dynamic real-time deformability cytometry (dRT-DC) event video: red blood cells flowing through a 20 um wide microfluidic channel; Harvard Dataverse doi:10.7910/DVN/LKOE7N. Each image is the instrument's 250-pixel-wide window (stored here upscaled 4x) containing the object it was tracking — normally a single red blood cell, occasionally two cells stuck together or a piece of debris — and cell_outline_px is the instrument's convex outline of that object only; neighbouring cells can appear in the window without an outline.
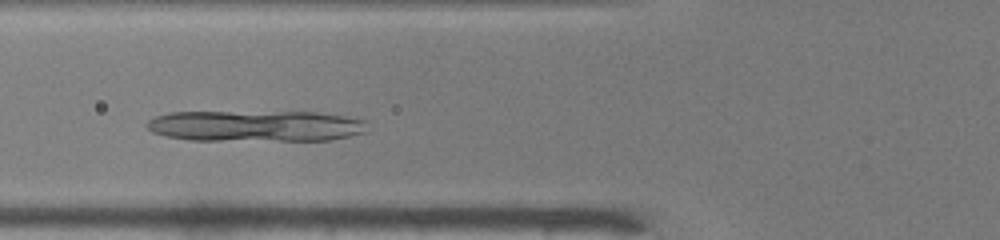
{"species": "common noctule bat (a hibernating species)", "species_latin": "Nyctalus noctula", "temperature_condition": "warm", "stored_images_in_passage": 42, "camera_frame_rate_fps": 3000, "um_per_image_px": 0.085, "animal": {"sex": "male", "body_mass_g": 19.0, "forearm_length_mm": 50.8}, "frame": {"image": 1, "passage_image": 11, "time_ms": 3.333, "image_size_px": [1000, 240], "cell_outline_px": [[368, 120], [364, 132], [332, 140], [192, 140], [164, 136], [152, 132], [144, 124], [148, 120], [156, 116], [168, 112], [316, 112], [348, 116]], "centroid_in_image_um": [21.72, 10.7], "position_along_channel_um": 104.1, "area_um2": 40.23}}
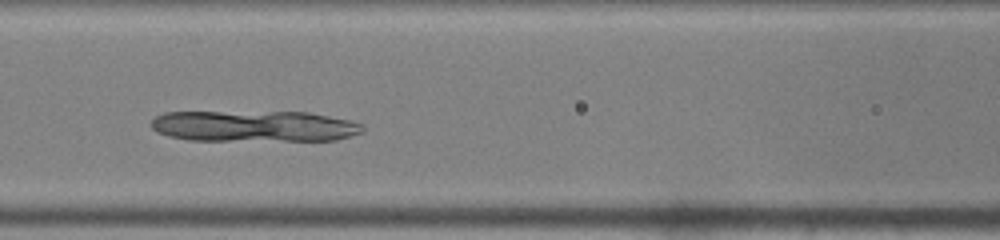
{"frame": {"image": 2, "passage_image": 14, "time_ms": 4.333, "image_size_px": [1000, 240], "cell_outline_px": [[364, 132], [336, 140], [188, 140], [172, 136], [160, 132], [152, 128], [148, 124], [156, 116], [164, 112], [308, 112], [352, 120], [364, 124]], "centroid_in_image_um": [21.66, 10.72], "position_along_channel_um": 144.9, "area_um2": 38.44}}
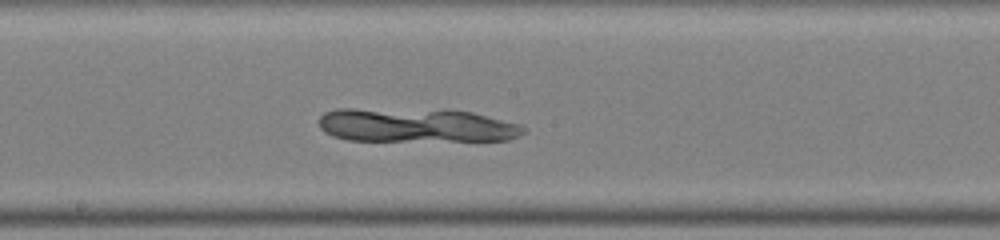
{"frame": {"image": 3, "passage_image": 19, "time_ms": 6.0, "image_size_px": [1000, 240], "cell_outline_px": [[524, 132], [508, 140], [348, 140], [332, 136], [324, 132], [320, 128], [320, 116], [324, 112], [336, 108], [444, 108], [472, 112], [520, 124], [524, 128]], "centroid_in_image_um": [35.31, 10.61], "position_along_channel_um": 212.9, "area_um2": 41.1}}